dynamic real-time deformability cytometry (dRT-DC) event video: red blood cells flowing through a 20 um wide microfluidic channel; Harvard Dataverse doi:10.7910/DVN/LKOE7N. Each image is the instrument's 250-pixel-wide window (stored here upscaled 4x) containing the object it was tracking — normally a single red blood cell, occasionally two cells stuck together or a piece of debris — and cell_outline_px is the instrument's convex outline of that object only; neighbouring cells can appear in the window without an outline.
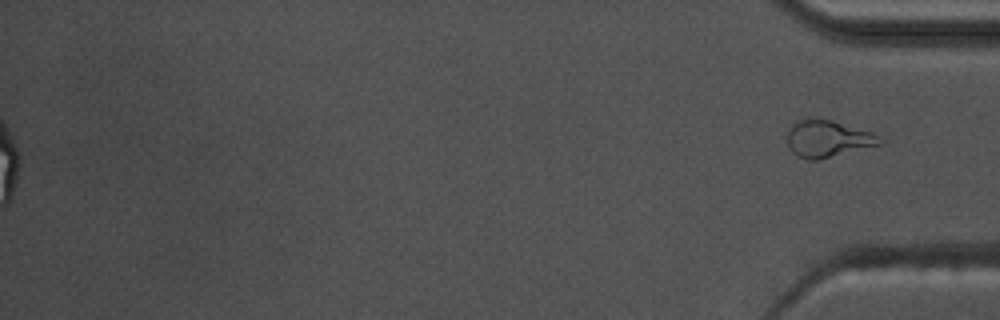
{"species": "common noctule bat (a hibernating species)", "species_latin": "Nyctalus noctula", "temperature_condition": "warm", "stored_images_in_passage": 59, "segment_of_instrument_passage": [2, 2], "camera_frame_rate_fps": 3000, "um_per_image_px": 0.085, "animal": {"sex": "male", "body_mass_g": 17.5, "forearm_length_mm": 52.3}, "frame": {"image": 1, "passage_image": 59, "time_ms": 19.333, "image_size_px": [1000, 320], "cell_outline_px": [[884, 140], [880, 144], [816, 160], [808, 160], [796, 156], [792, 152], [788, 144], [788, 128], [796, 120], [832, 120], [872, 132]], "centroid_in_image_um": [70.34, 11.8], "position_along_channel_um": 364.9, "area_um2": 19.48}}